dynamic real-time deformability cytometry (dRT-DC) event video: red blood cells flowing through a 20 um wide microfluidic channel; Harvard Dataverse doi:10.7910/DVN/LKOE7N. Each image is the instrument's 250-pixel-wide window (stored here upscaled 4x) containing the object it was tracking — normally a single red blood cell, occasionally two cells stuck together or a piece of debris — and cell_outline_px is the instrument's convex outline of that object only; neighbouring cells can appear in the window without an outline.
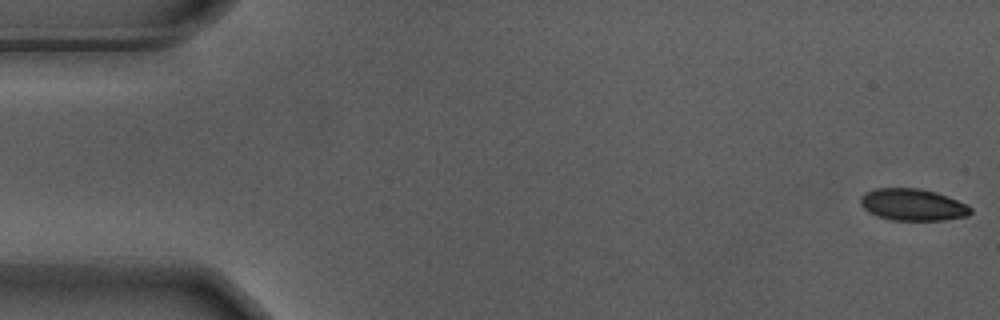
{"species": "Egyptian fruit bat (a non-hibernating species)", "species_latin": "Rousettus aegyptiacus", "temperature_condition": "warm", "stored_images_in_passage": 56, "camera_frame_rate_fps": 3000, "um_per_image_px": 0.085, "animal": {"sex": "male"}, "frame": {"image": 1, "passage_image": 1, "time_ms": 0.0, "image_size_px": [1000, 320], "cell_outline_px": [[972, 212], [968, 216], [944, 220], [888, 220], [876, 216], [868, 212], [860, 204], [860, 196], [864, 192], [876, 188], [920, 188], [936, 192], [948, 196], [972, 208]], "centroid_in_image_um": [77.54, 17.4], "position_along_channel_um": 7.5, "area_um2": 20.63}}
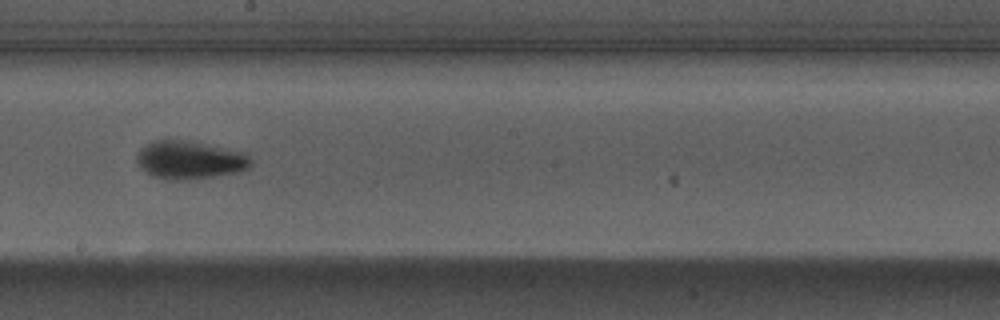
{"frame": {"image": 2, "passage_image": 31, "time_ms": 10.0, "image_size_px": [1000, 320], "cell_outline_px": [[252, 164], [248, 168], [236, 172], [212, 176], [184, 180], [164, 180], [152, 176], [136, 160], [136, 156], [140, 148], [156, 140], [176, 140], [244, 152], [252, 160]], "centroid_in_image_um": [16.11, 13.62], "position_along_channel_um": 232.1, "area_um2": 24.57}}
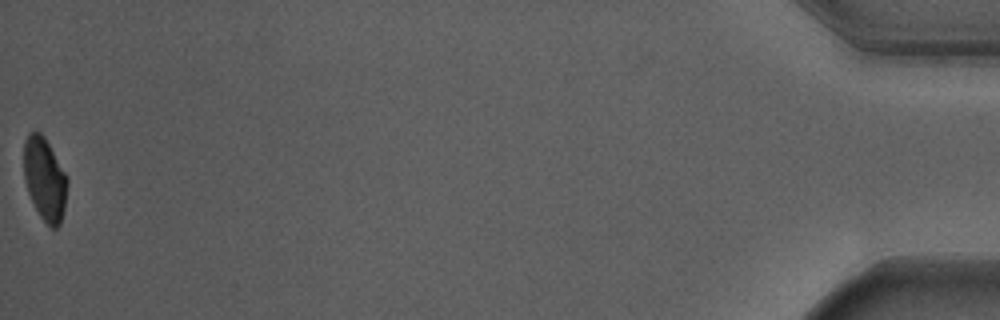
{"frame": {"image": 3, "passage_image": 56, "time_ms": 18.333, "image_size_px": [1000, 320], "cell_outline_px": [[68, 184], [64, 208], [60, 224], [56, 228], [52, 228], [40, 216], [28, 192], [24, 176], [24, 140], [28, 132], [40, 132], [44, 136], [68, 176]], "centroid_in_image_um": [3.81, 15.19], "position_along_channel_um": 431.4, "area_um2": 20.98}, "authors_computed_cell_mechanics": {"area_um2": 22.7154, "velocity_mm_per_s": 3.6831, "shape_relaxation_time_tau1_ms": 2.638, "shape_relaxation_time_tau2_ms": 0.8652, "deformation_change_tau1": 0.1351, "deformation_change_tau2": 0.0586}}